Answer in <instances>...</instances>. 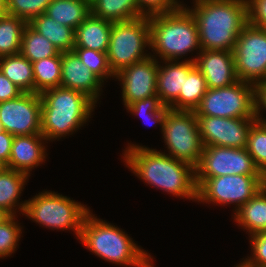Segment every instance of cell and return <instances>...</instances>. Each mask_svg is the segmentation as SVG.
I'll use <instances>...</instances> for the list:
<instances>
[{"label":"cell","instance_id":"1","mask_svg":"<svg viewBox=\"0 0 266 267\" xmlns=\"http://www.w3.org/2000/svg\"><path fill=\"white\" fill-rule=\"evenodd\" d=\"M122 153L123 162L146 185L174 197L197 202L195 168L164 152L139 144L128 143Z\"/></svg>","mask_w":266,"mask_h":267},{"label":"cell","instance_id":"2","mask_svg":"<svg viewBox=\"0 0 266 267\" xmlns=\"http://www.w3.org/2000/svg\"><path fill=\"white\" fill-rule=\"evenodd\" d=\"M185 7L197 23L202 50L233 52L240 32L248 24L247 0H193L192 8Z\"/></svg>","mask_w":266,"mask_h":267},{"label":"cell","instance_id":"3","mask_svg":"<svg viewBox=\"0 0 266 267\" xmlns=\"http://www.w3.org/2000/svg\"><path fill=\"white\" fill-rule=\"evenodd\" d=\"M80 242L102 260L125 267H154L153 257L123 229L103 221L90 211L84 218Z\"/></svg>","mask_w":266,"mask_h":267},{"label":"cell","instance_id":"4","mask_svg":"<svg viewBox=\"0 0 266 267\" xmlns=\"http://www.w3.org/2000/svg\"><path fill=\"white\" fill-rule=\"evenodd\" d=\"M41 96V134L47 141L77 132L91 118L96 103L82 92L56 87Z\"/></svg>","mask_w":266,"mask_h":267},{"label":"cell","instance_id":"5","mask_svg":"<svg viewBox=\"0 0 266 267\" xmlns=\"http://www.w3.org/2000/svg\"><path fill=\"white\" fill-rule=\"evenodd\" d=\"M150 25V56L161 61L180 60L188 53L196 50V56L186 60L195 61L202 50L195 18L186 7L164 13L152 15ZM187 54V55H186ZM159 57V58H158Z\"/></svg>","mask_w":266,"mask_h":267},{"label":"cell","instance_id":"6","mask_svg":"<svg viewBox=\"0 0 266 267\" xmlns=\"http://www.w3.org/2000/svg\"><path fill=\"white\" fill-rule=\"evenodd\" d=\"M89 209L70 197L46 190L27 200L23 215L51 230H72L79 240L83 220L91 211Z\"/></svg>","mask_w":266,"mask_h":267},{"label":"cell","instance_id":"7","mask_svg":"<svg viewBox=\"0 0 266 267\" xmlns=\"http://www.w3.org/2000/svg\"><path fill=\"white\" fill-rule=\"evenodd\" d=\"M147 47L150 50L148 17L142 16L130 21L113 22L107 51L112 72L117 74L123 68L148 58L151 53H147Z\"/></svg>","mask_w":266,"mask_h":267},{"label":"cell","instance_id":"8","mask_svg":"<svg viewBox=\"0 0 266 267\" xmlns=\"http://www.w3.org/2000/svg\"><path fill=\"white\" fill-rule=\"evenodd\" d=\"M161 134L168 151V153L164 151V154L194 168L198 166L204 146L194 111L169 109Z\"/></svg>","mask_w":266,"mask_h":267},{"label":"cell","instance_id":"9","mask_svg":"<svg viewBox=\"0 0 266 267\" xmlns=\"http://www.w3.org/2000/svg\"><path fill=\"white\" fill-rule=\"evenodd\" d=\"M194 112L196 116L256 118L254 84L239 80L228 87L207 89Z\"/></svg>","mask_w":266,"mask_h":267},{"label":"cell","instance_id":"10","mask_svg":"<svg viewBox=\"0 0 266 267\" xmlns=\"http://www.w3.org/2000/svg\"><path fill=\"white\" fill-rule=\"evenodd\" d=\"M266 185L265 175H224L208 178L197 189V202L235 205L233 213Z\"/></svg>","mask_w":266,"mask_h":267},{"label":"cell","instance_id":"11","mask_svg":"<svg viewBox=\"0 0 266 267\" xmlns=\"http://www.w3.org/2000/svg\"><path fill=\"white\" fill-rule=\"evenodd\" d=\"M224 175H264L246 148L204 147L195 168L197 189L208 179Z\"/></svg>","mask_w":266,"mask_h":267},{"label":"cell","instance_id":"12","mask_svg":"<svg viewBox=\"0 0 266 267\" xmlns=\"http://www.w3.org/2000/svg\"><path fill=\"white\" fill-rule=\"evenodd\" d=\"M238 80L256 84L266 80V29L248 23L233 49Z\"/></svg>","mask_w":266,"mask_h":267},{"label":"cell","instance_id":"13","mask_svg":"<svg viewBox=\"0 0 266 267\" xmlns=\"http://www.w3.org/2000/svg\"><path fill=\"white\" fill-rule=\"evenodd\" d=\"M41 96L22 93L19 97L0 103L2 129L13 136L41 134Z\"/></svg>","mask_w":266,"mask_h":267},{"label":"cell","instance_id":"14","mask_svg":"<svg viewBox=\"0 0 266 267\" xmlns=\"http://www.w3.org/2000/svg\"><path fill=\"white\" fill-rule=\"evenodd\" d=\"M204 147L246 148L248 132L256 118L197 116Z\"/></svg>","mask_w":266,"mask_h":267},{"label":"cell","instance_id":"15","mask_svg":"<svg viewBox=\"0 0 266 267\" xmlns=\"http://www.w3.org/2000/svg\"><path fill=\"white\" fill-rule=\"evenodd\" d=\"M158 60L153 56L133 63L115 74L120 81L125 108L133 102L157 95Z\"/></svg>","mask_w":266,"mask_h":267},{"label":"cell","instance_id":"16","mask_svg":"<svg viewBox=\"0 0 266 267\" xmlns=\"http://www.w3.org/2000/svg\"><path fill=\"white\" fill-rule=\"evenodd\" d=\"M194 62L208 89L228 87L239 81L231 51L201 50Z\"/></svg>","mask_w":266,"mask_h":267},{"label":"cell","instance_id":"17","mask_svg":"<svg viewBox=\"0 0 266 267\" xmlns=\"http://www.w3.org/2000/svg\"><path fill=\"white\" fill-rule=\"evenodd\" d=\"M103 85L74 51L61 52V87L82 92L97 103Z\"/></svg>","mask_w":266,"mask_h":267},{"label":"cell","instance_id":"18","mask_svg":"<svg viewBox=\"0 0 266 267\" xmlns=\"http://www.w3.org/2000/svg\"><path fill=\"white\" fill-rule=\"evenodd\" d=\"M45 142L48 143L42 135L14 136L7 168L30 176L32 169L47 159Z\"/></svg>","mask_w":266,"mask_h":267},{"label":"cell","instance_id":"19","mask_svg":"<svg viewBox=\"0 0 266 267\" xmlns=\"http://www.w3.org/2000/svg\"><path fill=\"white\" fill-rule=\"evenodd\" d=\"M160 62L158 61L157 96L165 106L170 107L178 99L180 90H183L184 78L195 67V62L185 58L183 61Z\"/></svg>","mask_w":266,"mask_h":267},{"label":"cell","instance_id":"20","mask_svg":"<svg viewBox=\"0 0 266 267\" xmlns=\"http://www.w3.org/2000/svg\"><path fill=\"white\" fill-rule=\"evenodd\" d=\"M112 23L90 14L75 29L74 48H88L99 52H107Z\"/></svg>","mask_w":266,"mask_h":267},{"label":"cell","instance_id":"21","mask_svg":"<svg viewBox=\"0 0 266 267\" xmlns=\"http://www.w3.org/2000/svg\"><path fill=\"white\" fill-rule=\"evenodd\" d=\"M28 177L29 175L24 172L8 168L0 172V207L12 215L17 216L16 213L19 211L22 215L24 214L27 200L19 201L24 186L29 180Z\"/></svg>","mask_w":266,"mask_h":267},{"label":"cell","instance_id":"22","mask_svg":"<svg viewBox=\"0 0 266 267\" xmlns=\"http://www.w3.org/2000/svg\"><path fill=\"white\" fill-rule=\"evenodd\" d=\"M234 221L248 235L266 232V185L233 214Z\"/></svg>","mask_w":266,"mask_h":267},{"label":"cell","instance_id":"23","mask_svg":"<svg viewBox=\"0 0 266 267\" xmlns=\"http://www.w3.org/2000/svg\"><path fill=\"white\" fill-rule=\"evenodd\" d=\"M28 24L47 38L60 52L73 51L75 29L56 22L45 13L34 17Z\"/></svg>","mask_w":266,"mask_h":267},{"label":"cell","instance_id":"24","mask_svg":"<svg viewBox=\"0 0 266 267\" xmlns=\"http://www.w3.org/2000/svg\"><path fill=\"white\" fill-rule=\"evenodd\" d=\"M45 14L64 26L76 29L90 15V0H52Z\"/></svg>","mask_w":266,"mask_h":267},{"label":"cell","instance_id":"25","mask_svg":"<svg viewBox=\"0 0 266 267\" xmlns=\"http://www.w3.org/2000/svg\"><path fill=\"white\" fill-rule=\"evenodd\" d=\"M90 14L111 22H124L143 15L136 0H90Z\"/></svg>","mask_w":266,"mask_h":267},{"label":"cell","instance_id":"26","mask_svg":"<svg viewBox=\"0 0 266 267\" xmlns=\"http://www.w3.org/2000/svg\"><path fill=\"white\" fill-rule=\"evenodd\" d=\"M0 71L23 93H34L32 63L20 53L0 57Z\"/></svg>","mask_w":266,"mask_h":267},{"label":"cell","instance_id":"27","mask_svg":"<svg viewBox=\"0 0 266 267\" xmlns=\"http://www.w3.org/2000/svg\"><path fill=\"white\" fill-rule=\"evenodd\" d=\"M206 80L195 66L184 78L183 90L178 99L169 107L172 110L195 111L207 92Z\"/></svg>","mask_w":266,"mask_h":267},{"label":"cell","instance_id":"28","mask_svg":"<svg viewBox=\"0 0 266 267\" xmlns=\"http://www.w3.org/2000/svg\"><path fill=\"white\" fill-rule=\"evenodd\" d=\"M34 74V93L60 87L61 84V52L56 56L32 62Z\"/></svg>","mask_w":266,"mask_h":267},{"label":"cell","instance_id":"29","mask_svg":"<svg viewBox=\"0 0 266 267\" xmlns=\"http://www.w3.org/2000/svg\"><path fill=\"white\" fill-rule=\"evenodd\" d=\"M27 24L24 19L10 14L0 18V57L20 52Z\"/></svg>","mask_w":266,"mask_h":267},{"label":"cell","instance_id":"30","mask_svg":"<svg viewBox=\"0 0 266 267\" xmlns=\"http://www.w3.org/2000/svg\"><path fill=\"white\" fill-rule=\"evenodd\" d=\"M59 52L47 38L39 34L29 24L25 26L19 53L31 63L56 56Z\"/></svg>","mask_w":266,"mask_h":267},{"label":"cell","instance_id":"31","mask_svg":"<svg viewBox=\"0 0 266 267\" xmlns=\"http://www.w3.org/2000/svg\"><path fill=\"white\" fill-rule=\"evenodd\" d=\"M169 109L170 108L165 106L157 95L133 102L126 107V110H128V112H130L133 116H139L142 120H148V122L153 125H155V123L159 125L161 132L165 116Z\"/></svg>","mask_w":266,"mask_h":267},{"label":"cell","instance_id":"32","mask_svg":"<svg viewBox=\"0 0 266 267\" xmlns=\"http://www.w3.org/2000/svg\"><path fill=\"white\" fill-rule=\"evenodd\" d=\"M246 150L266 176V123L255 121L249 129Z\"/></svg>","mask_w":266,"mask_h":267},{"label":"cell","instance_id":"33","mask_svg":"<svg viewBox=\"0 0 266 267\" xmlns=\"http://www.w3.org/2000/svg\"><path fill=\"white\" fill-rule=\"evenodd\" d=\"M73 51L103 83L106 79L115 78V74L109 65L107 52H99L88 48H74Z\"/></svg>","mask_w":266,"mask_h":267},{"label":"cell","instance_id":"34","mask_svg":"<svg viewBox=\"0 0 266 267\" xmlns=\"http://www.w3.org/2000/svg\"><path fill=\"white\" fill-rule=\"evenodd\" d=\"M52 0H7L8 14L29 23L34 17L46 12Z\"/></svg>","mask_w":266,"mask_h":267},{"label":"cell","instance_id":"35","mask_svg":"<svg viewBox=\"0 0 266 267\" xmlns=\"http://www.w3.org/2000/svg\"><path fill=\"white\" fill-rule=\"evenodd\" d=\"M16 216L0 225V259L10 257L18 248L22 234V227L19 225Z\"/></svg>","mask_w":266,"mask_h":267},{"label":"cell","instance_id":"36","mask_svg":"<svg viewBox=\"0 0 266 267\" xmlns=\"http://www.w3.org/2000/svg\"><path fill=\"white\" fill-rule=\"evenodd\" d=\"M249 238L252 253L243 261L252 267H266V232L253 234Z\"/></svg>","mask_w":266,"mask_h":267},{"label":"cell","instance_id":"37","mask_svg":"<svg viewBox=\"0 0 266 267\" xmlns=\"http://www.w3.org/2000/svg\"><path fill=\"white\" fill-rule=\"evenodd\" d=\"M139 12L146 17L176 11L182 6L175 0H136Z\"/></svg>","mask_w":266,"mask_h":267},{"label":"cell","instance_id":"38","mask_svg":"<svg viewBox=\"0 0 266 267\" xmlns=\"http://www.w3.org/2000/svg\"><path fill=\"white\" fill-rule=\"evenodd\" d=\"M248 23L266 29V0H247Z\"/></svg>","mask_w":266,"mask_h":267},{"label":"cell","instance_id":"39","mask_svg":"<svg viewBox=\"0 0 266 267\" xmlns=\"http://www.w3.org/2000/svg\"><path fill=\"white\" fill-rule=\"evenodd\" d=\"M254 100L257 121L266 123V119L262 117L263 113L261 112L262 110H266V80L254 84Z\"/></svg>","mask_w":266,"mask_h":267},{"label":"cell","instance_id":"40","mask_svg":"<svg viewBox=\"0 0 266 267\" xmlns=\"http://www.w3.org/2000/svg\"><path fill=\"white\" fill-rule=\"evenodd\" d=\"M23 92L0 71V103L19 97Z\"/></svg>","mask_w":266,"mask_h":267},{"label":"cell","instance_id":"41","mask_svg":"<svg viewBox=\"0 0 266 267\" xmlns=\"http://www.w3.org/2000/svg\"><path fill=\"white\" fill-rule=\"evenodd\" d=\"M14 136L6 131L0 132V159L8 164Z\"/></svg>","mask_w":266,"mask_h":267},{"label":"cell","instance_id":"42","mask_svg":"<svg viewBox=\"0 0 266 267\" xmlns=\"http://www.w3.org/2000/svg\"><path fill=\"white\" fill-rule=\"evenodd\" d=\"M13 215L6 209L0 207V225L9 220Z\"/></svg>","mask_w":266,"mask_h":267},{"label":"cell","instance_id":"43","mask_svg":"<svg viewBox=\"0 0 266 267\" xmlns=\"http://www.w3.org/2000/svg\"><path fill=\"white\" fill-rule=\"evenodd\" d=\"M8 15L7 0H0V18Z\"/></svg>","mask_w":266,"mask_h":267},{"label":"cell","instance_id":"44","mask_svg":"<svg viewBox=\"0 0 266 267\" xmlns=\"http://www.w3.org/2000/svg\"><path fill=\"white\" fill-rule=\"evenodd\" d=\"M5 169H7V164L0 159V172L4 171Z\"/></svg>","mask_w":266,"mask_h":267},{"label":"cell","instance_id":"45","mask_svg":"<svg viewBox=\"0 0 266 267\" xmlns=\"http://www.w3.org/2000/svg\"><path fill=\"white\" fill-rule=\"evenodd\" d=\"M241 263L237 264V265H234L235 267H252V266H249L248 264H246L244 261H240Z\"/></svg>","mask_w":266,"mask_h":267},{"label":"cell","instance_id":"46","mask_svg":"<svg viewBox=\"0 0 266 267\" xmlns=\"http://www.w3.org/2000/svg\"><path fill=\"white\" fill-rule=\"evenodd\" d=\"M179 5H181L182 7H185L186 5L183 4L180 0H175Z\"/></svg>","mask_w":266,"mask_h":267},{"label":"cell","instance_id":"47","mask_svg":"<svg viewBox=\"0 0 266 267\" xmlns=\"http://www.w3.org/2000/svg\"><path fill=\"white\" fill-rule=\"evenodd\" d=\"M1 131H3V129H2V126H1V123H0V132H1Z\"/></svg>","mask_w":266,"mask_h":267}]
</instances>
